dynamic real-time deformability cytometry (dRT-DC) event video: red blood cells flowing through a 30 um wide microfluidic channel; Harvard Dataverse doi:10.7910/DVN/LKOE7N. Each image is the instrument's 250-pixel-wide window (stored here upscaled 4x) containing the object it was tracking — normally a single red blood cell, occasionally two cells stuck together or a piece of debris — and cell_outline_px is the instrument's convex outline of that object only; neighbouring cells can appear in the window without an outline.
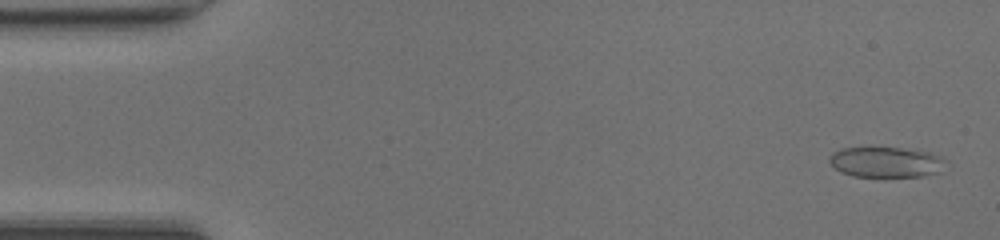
{"species": "common noctule bat (a hibernating species)", "species_latin": "Nyctalus noctula", "temperature_condition": "room temperature", "stored_images_in_passage": 47, "camera_frame_rate_fps": 3000, "um_per_image_px": 0.085, "animal": {"sex": "female", "body_mass_g": 20.0, "forearm_length_mm": 54.0}, "frame": {"image": 1, "passage_image": 2, "time_ms": 0.333, "image_size_px": [1000, 240], "cell_outline_px": [[948, 160], [940, 172], [924, 176], [852, 176], [840, 172], [828, 160], [832, 152], [840, 148], [900, 148], [928, 152], [940, 156]], "centroid_in_image_um": [75.32, 13.78], "position_along_channel_um": 9.7, "area_um2": 20.58}}
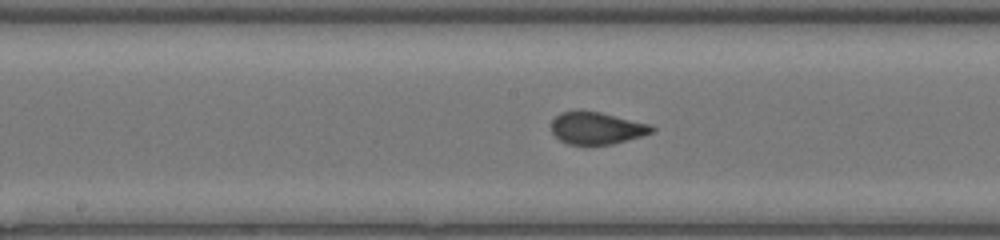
{"frame": {"image": 2, "passage_image": 24, "time_ms": 7.667, "image_size_px": [1000, 240], "cell_outline_px": [[656, 128], [652, 132], [640, 136], [612, 144], [588, 148], [568, 144], [560, 140], [552, 132], [552, 120], [560, 112], [576, 108], [580, 108], [600, 112], [652, 124]], "centroid_in_image_um": [50.68, 10.89], "position_along_channel_um": 197.5, "area_um2": 19.77}}
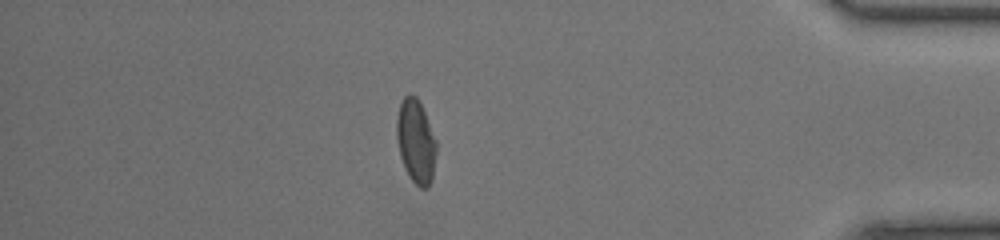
{"frame": {"image": 3, "passage_image": 41, "time_ms": 13.333, "image_size_px": [1000, 240], "cell_outline_px": [[436, 152], [432, 180], [428, 188], [420, 188], [408, 176], [404, 168], [400, 156], [396, 136], [396, 120], [400, 104], [404, 96], [408, 92], [416, 96], [424, 112], [436, 140]], "centroid_in_image_um": [35.33, 12.03], "position_along_channel_um": 399.9, "area_um2": 19.42}, "authors_computed_cell_mechanics": {"area_um2": 19.4208, "velocity_mm_per_s": 4.3146, "shape_relaxation_time_tau1_ms": 4.2311, "shape_relaxation_time_tau2_ms": null, "deformation_change_tau1": 0.1496, "deformation_change_tau2": null}}